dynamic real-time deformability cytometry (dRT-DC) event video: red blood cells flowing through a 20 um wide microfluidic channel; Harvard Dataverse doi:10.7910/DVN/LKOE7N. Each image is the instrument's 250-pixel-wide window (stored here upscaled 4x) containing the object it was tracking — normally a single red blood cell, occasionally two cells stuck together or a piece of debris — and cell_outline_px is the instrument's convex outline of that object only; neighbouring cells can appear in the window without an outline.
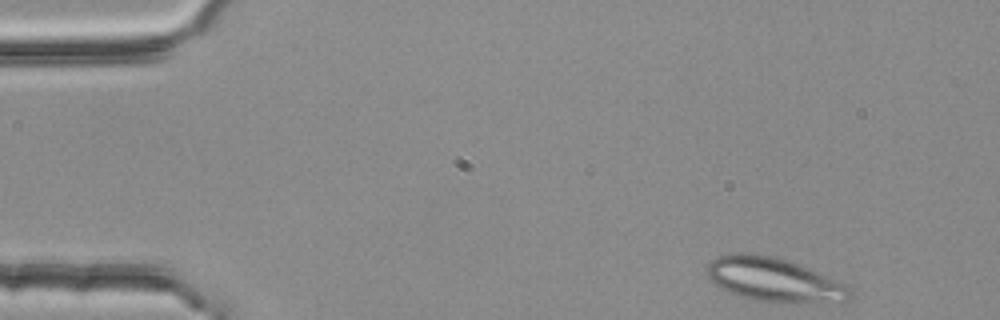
{"species": "common noctule bat (a hibernating species)", "species_latin": "Nyctalus noctula", "temperature_condition": "room temperature", "stored_images_in_passage": 4, "camera_frame_rate_fps": 3000, "um_per_image_px": 0.085, "animal": {"sex": "female", "body_mass_g": 25.1}, "frame": {"image": 1, "passage_image": 1, "time_ms": 0.0, "image_size_px": [1000, 320], "cell_outline_px": [[852, 296], [848, 300], [792, 304], [780, 304], [756, 300], [740, 296], [728, 292], [720, 288], [704, 272], [704, 268], [712, 260], [720, 256], [736, 252], [748, 252], [776, 256], [800, 264], [852, 288]], "centroid_in_image_um": [65.76, 23.78], "position_along_channel_um": 19.2, "area_um2": 37.05}}